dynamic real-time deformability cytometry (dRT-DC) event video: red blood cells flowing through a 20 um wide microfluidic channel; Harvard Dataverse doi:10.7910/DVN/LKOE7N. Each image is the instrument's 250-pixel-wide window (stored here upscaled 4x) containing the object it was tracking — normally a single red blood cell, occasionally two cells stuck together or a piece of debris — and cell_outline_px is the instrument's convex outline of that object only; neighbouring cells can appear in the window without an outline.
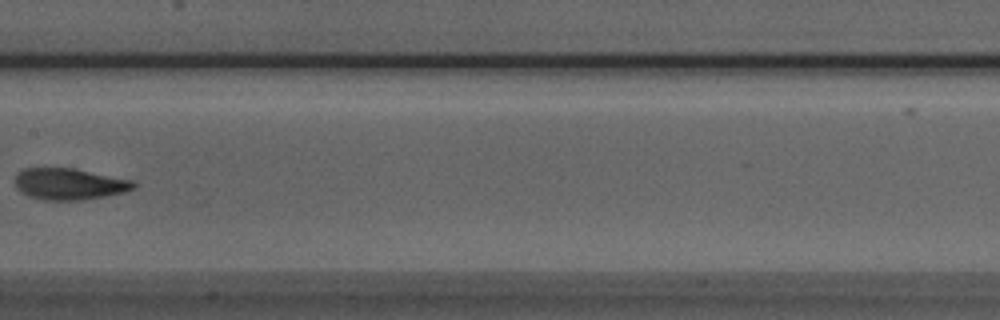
{"species": "Egyptian fruit bat (a non-hibernating species)", "species_latin": "Rousettus aegyptiacus", "temperature_condition": "room temperature", "stored_images_in_passage": 8, "camera_frame_rate_fps": 3000, "um_per_image_px": 0.085, "animal": {"sex": "male"}, "frame": {"image": 1, "passage_image": 6, "time_ms": 1.667, "image_size_px": [1000, 320], "cell_outline_px": [[140, 184], [136, 188], [124, 192], [84, 200], [44, 200], [28, 196], [20, 192], [16, 188], [16, 172], [24, 168], [72, 168], [136, 180]], "centroid_in_image_um": [5.94, 15.64], "position_along_channel_um": 201.5, "area_um2": 22.08}}
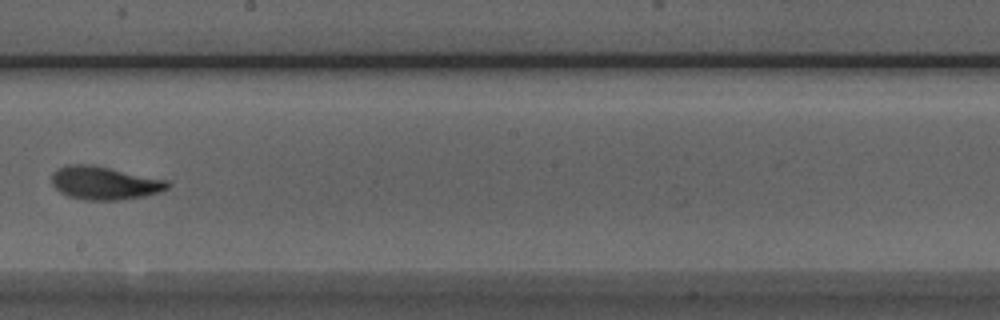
{"frame": {"image": 2, "passage_image": 7, "time_ms": 2.0, "image_size_px": [1000, 320], "cell_outline_px": [[172, 184], [168, 188], [160, 192], [144, 196], [116, 200], [84, 200], [68, 196], [60, 192], [52, 184], [52, 172], [56, 168], [68, 164], [92, 164], [168, 180]], "centroid_in_image_um": [8.87, 15.54], "position_along_channel_um": 239.3, "area_um2": 22.6}}